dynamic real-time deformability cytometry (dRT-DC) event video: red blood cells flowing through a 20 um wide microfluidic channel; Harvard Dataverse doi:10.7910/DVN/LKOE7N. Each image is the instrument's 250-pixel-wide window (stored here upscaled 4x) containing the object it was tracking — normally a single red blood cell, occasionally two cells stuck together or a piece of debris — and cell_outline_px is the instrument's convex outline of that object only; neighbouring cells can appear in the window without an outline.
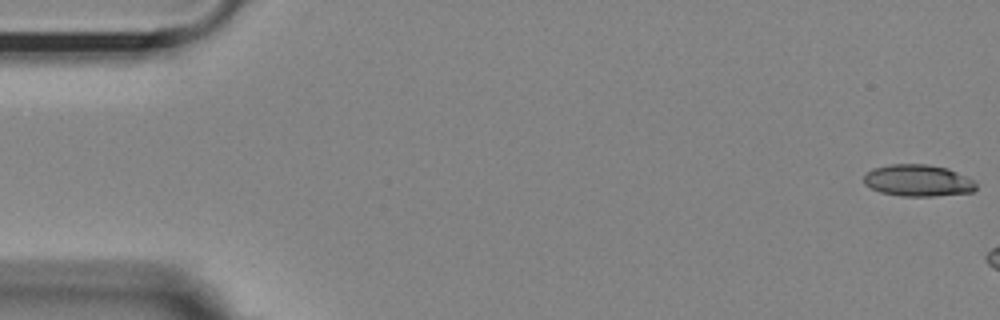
{"species": "Egyptian fruit bat (a non-hibernating species)", "species_latin": "Rousettus aegyptiacus", "temperature_condition": "room temperature", "stored_images_in_passage": 7, "camera_frame_rate_fps": 3000, "um_per_image_px": 0.085, "animal": {"sex": "female"}, "frame": {"image": 1, "passage_image": 1, "time_ms": 0.0, "image_size_px": [1000, 320], "cell_outline_px": [[976, 188], [972, 192], [936, 196], [900, 196], [880, 192], [864, 184], [864, 176], [872, 168], [888, 164], [924, 164], [948, 168], [972, 180], [976, 184]], "centroid_in_image_um": [78.0, 15.34], "position_along_channel_um": 7.0, "area_um2": 20.69}}